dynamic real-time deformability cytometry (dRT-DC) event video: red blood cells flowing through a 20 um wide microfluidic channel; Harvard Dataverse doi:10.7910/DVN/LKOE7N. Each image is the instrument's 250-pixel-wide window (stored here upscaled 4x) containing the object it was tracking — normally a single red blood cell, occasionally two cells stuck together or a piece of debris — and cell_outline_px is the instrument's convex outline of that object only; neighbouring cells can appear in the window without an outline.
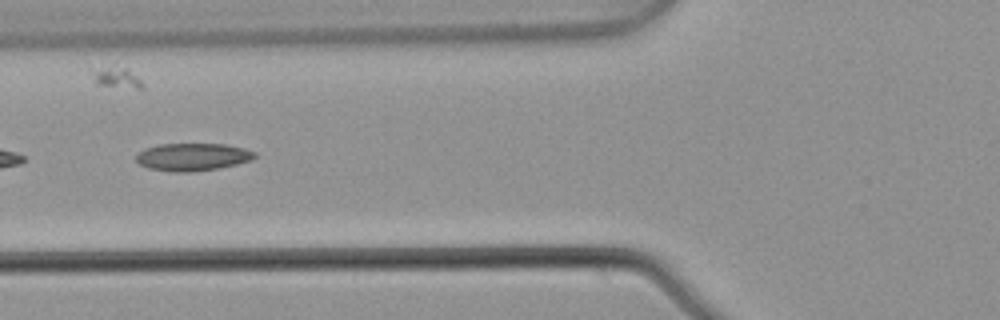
{"species": "common noctule bat (a hibernating species)", "species_latin": "Nyctalus noctula", "temperature_condition": "warm", "stored_images_in_passage": 7, "camera_frame_rate_fps": 3000, "um_per_image_px": 0.085, "animal": {"sex": "male", "body_mass_g": 21.5, "forearm_length_mm": 52.0}, "frame": {"image": 1, "passage_image": 2, "time_ms": 0.333, "image_size_px": [1000, 320], "cell_outline_px": [[256, 156], [252, 160], [236, 164], [216, 168], [188, 172], [172, 172], [148, 168], [140, 164], [136, 160], [136, 156], [144, 148], [160, 144], [224, 144], [244, 148], [256, 152]], "centroid_in_image_um": [16.37, 13.33], "position_along_channel_um": 109.4, "area_um2": 18.96}}
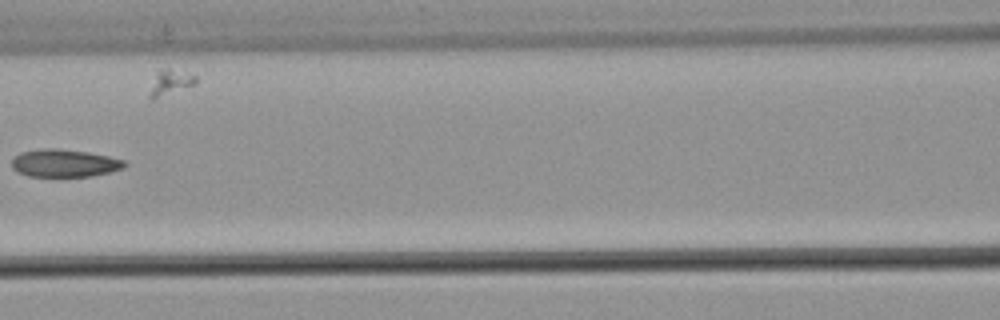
{"frame": {"image": 2, "passage_image": 3, "time_ms": 0.667, "image_size_px": [1000, 320], "cell_outline_px": [[128, 164], [124, 168], [92, 176], [28, 176], [12, 168], [12, 160], [20, 152], [44, 148], [56, 148], [88, 152], [108, 156], [124, 160]], "centroid_in_image_um": [5.49, 13.86], "position_along_channel_um": 161.1, "area_um2": 18.09}}
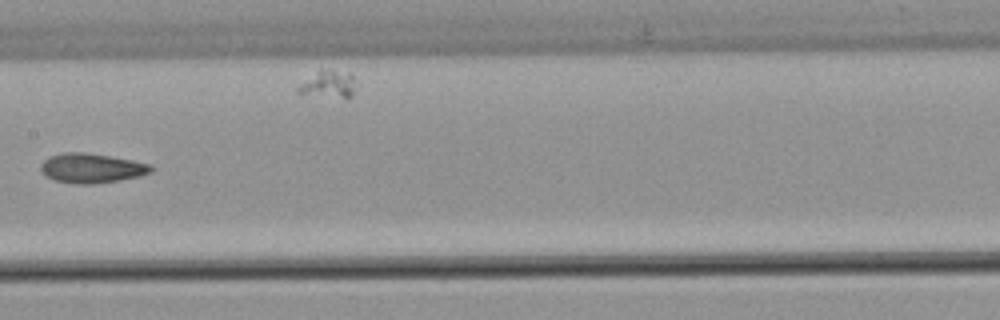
{"frame": {"image": 3, "passage_image": 4, "time_ms": 1.0, "image_size_px": [1000, 320], "cell_outline_px": [[152, 172], [140, 176], [120, 180], [92, 184], [76, 184], [52, 180], [44, 176], [40, 168], [40, 164], [48, 156], [64, 152], [84, 152], [132, 160], [152, 164]], "centroid_in_image_um": [7.75, 14.3], "position_along_channel_um": 199.7, "area_um2": 19.19}}